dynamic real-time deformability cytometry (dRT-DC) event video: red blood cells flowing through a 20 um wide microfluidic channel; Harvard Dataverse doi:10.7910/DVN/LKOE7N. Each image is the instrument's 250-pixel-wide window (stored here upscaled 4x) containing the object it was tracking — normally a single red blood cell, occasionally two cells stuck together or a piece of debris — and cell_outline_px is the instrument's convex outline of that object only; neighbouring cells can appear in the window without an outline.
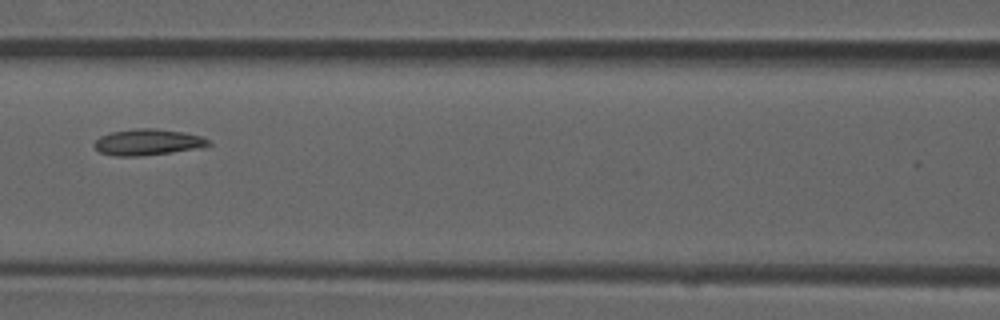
{"species": "common noctule bat (a hibernating species)", "species_latin": "Nyctalus noctula", "temperature_condition": "room temperature", "stored_images_in_passage": 7, "camera_frame_rate_fps": 3000, "um_per_image_px": 0.085, "animal": {"sex": "male", "forearm_length_mm": 52.5}, "frame": {"image": 1, "passage_image": 7, "time_ms": 2.0, "image_size_px": [1000, 320], "cell_outline_px": [[212, 144], [204, 148], [140, 156], [112, 156], [100, 152], [92, 144], [100, 136], [112, 132], [136, 128], [156, 128], [180, 132], [200, 136], [208, 140]], "centroid_in_image_um": [12.56, 12.09], "position_along_channel_um": 154.0, "area_um2": 17.46}}